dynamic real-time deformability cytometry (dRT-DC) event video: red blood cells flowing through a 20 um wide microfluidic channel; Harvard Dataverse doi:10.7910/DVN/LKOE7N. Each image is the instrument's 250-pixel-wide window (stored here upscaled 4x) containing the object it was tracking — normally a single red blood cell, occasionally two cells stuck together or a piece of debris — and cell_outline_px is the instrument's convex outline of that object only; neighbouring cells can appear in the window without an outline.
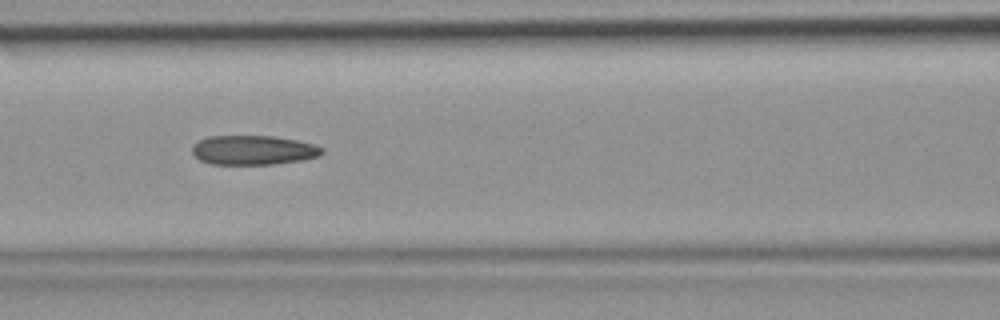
{"species": "common noctule bat (a hibernating species)", "species_latin": "Nyctalus noctula", "temperature_condition": "room temperature", "stored_images_in_passage": 34, "camera_frame_rate_fps": 3000, "um_per_image_px": 0.085, "animal": {"sex": "female", "body_mass_g": 19.9}, "frame": {"image": 1, "passage_image": 9, "time_ms": 2.667, "image_size_px": [1000, 320], "cell_outline_px": [[324, 152], [320, 156], [300, 160], [272, 164], [212, 164], [200, 160], [192, 152], [192, 144], [208, 136], [276, 136], [296, 140], [312, 144], [324, 148]], "centroid_in_image_um": [21.53, 12.75], "position_along_channel_um": 145.1, "area_um2": 22.2}}
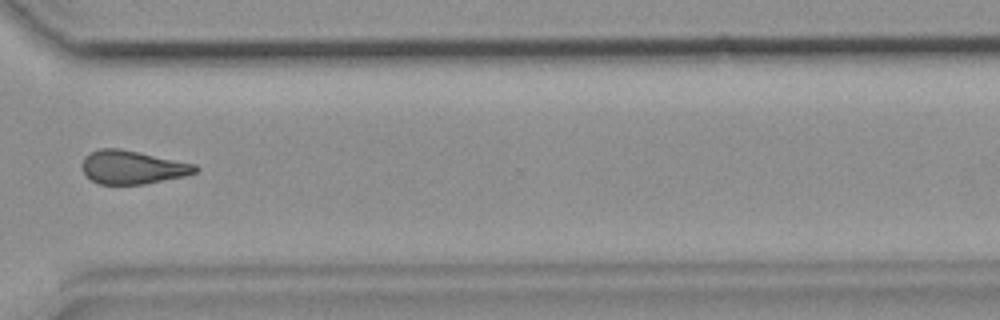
{"frame": {"image": 2, "passage_image": 23, "time_ms": 7.333, "image_size_px": [1000, 320], "cell_outline_px": [[200, 168], [196, 172], [184, 176], [144, 184], [100, 184], [92, 180], [84, 172], [80, 164], [84, 156], [100, 148], [120, 148], [196, 164]], "centroid_in_image_um": [11.25, 14.21], "position_along_channel_um": 359.3, "area_um2": 22.02}}
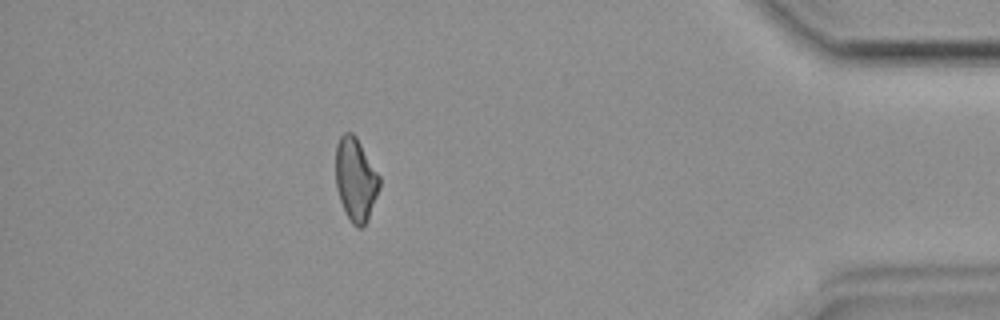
{"frame": {"image": 3, "passage_image": 29, "time_ms": 9.333, "image_size_px": [1000, 320], "cell_outline_px": [[380, 188], [368, 220], [364, 228], [356, 228], [352, 224], [344, 212], [336, 188], [336, 144], [340, 136], [344, 132], [352, 132], [356, 136], [380, 176]], "centroid_in_image_um": [30.23, 15.29], "position_along_channel_um": 405.0, "area_um2": 21.56}}